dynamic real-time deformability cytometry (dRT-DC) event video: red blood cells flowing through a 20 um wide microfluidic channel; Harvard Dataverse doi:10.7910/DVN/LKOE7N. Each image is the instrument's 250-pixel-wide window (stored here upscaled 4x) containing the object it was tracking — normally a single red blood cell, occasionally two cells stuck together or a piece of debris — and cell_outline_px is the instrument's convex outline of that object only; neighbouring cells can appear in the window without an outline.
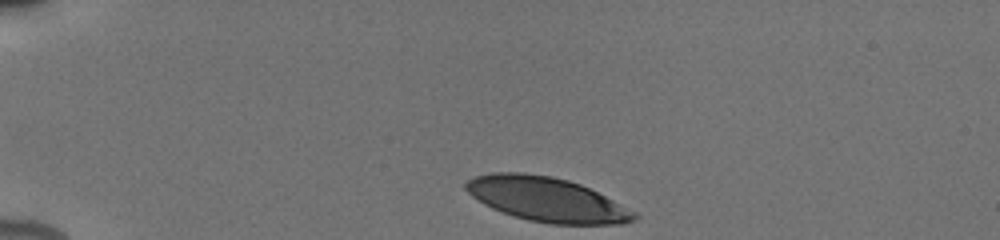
{"species": "human", "species_latin": "Homo sapiens", "temperature_condition": "cold", "stored_images_in_passage": 11, "camera_frame_rate_fps": 3000, "um_per_image_px": 0.085, "donor": {"sex": "male"}, "frame": {"image": 1, "passage_image": 1, "time_ms": 0.0, "image_size_px": [1000, 240], "cell_outline_px": [[640, 216], [636, 220], [620, 224], [548, 224], [528, 220], [492, 208], [484, 204], [472, 196], [464, 188], [464, 184], [468, 180], [476, 176], [492, 172], [524, 172], [552, 176], [568, 180], [580, 184], [636, 212]], "centroid_in_image_um": [46.47, 16.94], "position_along_channel_um": 38.5, "area_um2": 43.29}}
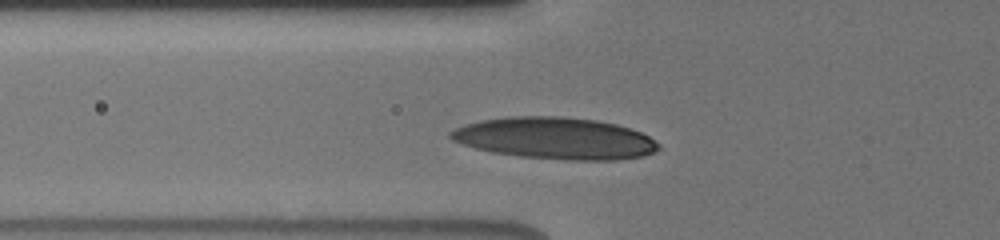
{"frame": {"image": 2, "passage_image": 8, "time_ms": 2.667, "image_size_px": [1000, 240], "cell_outline_px": [[660, 148], [644, 156], [616, 160], [568, 160], [524, 156], [492, 152], [476, 148], [452, 140], [448, 136], [448, 132], [464, 124], [480, 120], [512, 116], [560, 116], [596, 120], [616, 124], [640, 132], [648, 136], [660, 144]], "centroid_in_image_um": [47.18, 11.75], "position_along_channel_um": 78.6, "area_um2": 50.34}}
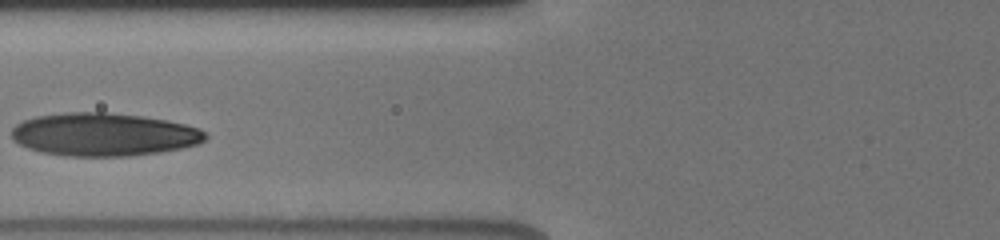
{"frame": {"image": 3, "passage_image": 10, "time_ms": 3.667, "image_size_px": [1000, 240], "cell_outline_px": [[208, 136], [200, 144], [160, 152], [132, 156], [64, 156], [40, 152], [28, 148], [12, 140], [12, 128], [16, 124], [24, 120], [36, 116], [64, 112], [104, 112], [144, 116], [184, 124], [200, 128]], "centroid_in_image_um": [8.8, 11.43], "position_along_channel_um": 117.0, "area_um2": 48.84}}